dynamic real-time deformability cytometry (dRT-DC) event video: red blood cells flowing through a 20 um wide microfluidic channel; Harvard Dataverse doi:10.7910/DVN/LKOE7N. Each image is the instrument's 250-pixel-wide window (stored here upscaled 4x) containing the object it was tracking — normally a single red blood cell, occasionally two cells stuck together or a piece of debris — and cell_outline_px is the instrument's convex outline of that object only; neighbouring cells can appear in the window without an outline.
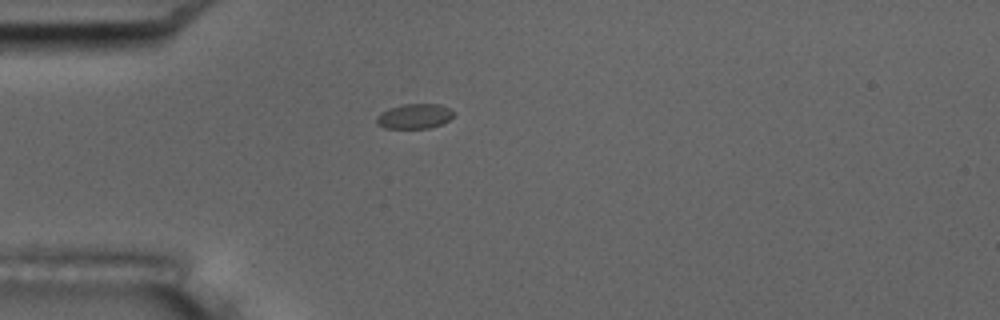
{"species": "common noctule bat (a hibernating species)", "species_latin": "Nyctalus noctula", "temperature_condition": "room temperature", "stored_images_in_passage": 2, "camera_frame_rate_fps": 3000, "um_per_image_px": 0.085, "animal": {"sex": "male", "body_mass_g": 17.5, "forearm_length_mm": 52.3}, "frame": {"image": 1, "passage_image": 2, "time_ms": 1.0, "image_size_px": [1000, 320], "cell_outline_px": [[452, 116], [448, 120], [440, 124], [428, 128], [384, 128], [376, 124], [376, 116], [380, 112], [388, 108], [404, 104], [440, 104], [448, 108], [452, 112]], "centroid_in_image_um": [35.15, 9.88], "position_along_channel_um": 49.8, "area_um2": 11.1}}